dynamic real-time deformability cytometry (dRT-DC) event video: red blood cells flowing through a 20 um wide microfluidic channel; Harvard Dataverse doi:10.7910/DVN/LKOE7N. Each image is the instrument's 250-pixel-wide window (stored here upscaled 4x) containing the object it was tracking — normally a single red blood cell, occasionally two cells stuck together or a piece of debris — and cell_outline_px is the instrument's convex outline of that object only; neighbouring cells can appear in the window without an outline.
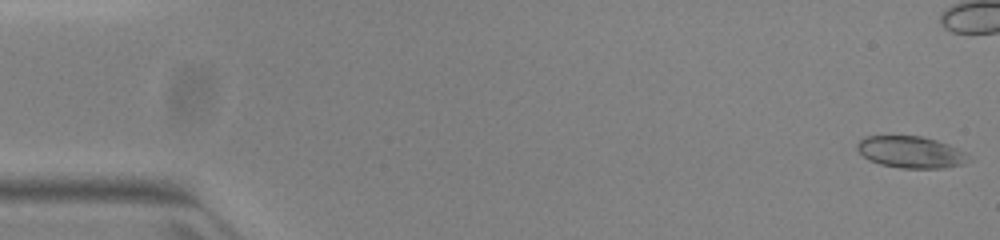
{"species": "common noctule bat (a hibernating species)", "species_latin": "Nyctalus noctula", "temperature_condition": "warm", "stored_images_in_passage": 53, "camera_frame_rate_fps": 3000, "um_per_image_px": 0.085, "animal": {"sex": "female", "body_mass_g": 23.0, "forearm_length_mm": 53.4}, "frame": {"image": 1, "passage_image": 1, "time_ms": 0.0, "image_size_px": [1000, 240], "cell_outline_px": [[972, 160], [964, 164], [944, 168], [900, 168], [880, 164], [868, 160], [856, 148], [856, 144], [864, 136], [924, 136], [948, 144], [964, 152]], "centroid_in_image_um": [77.42, 12.93], "position_along_channel_um": 7.6, "area_um2": 20.69}}
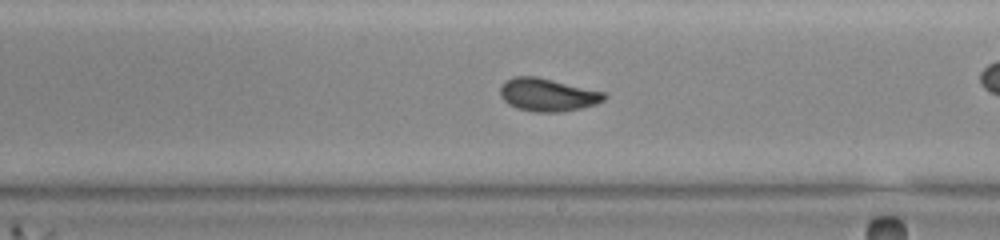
{"frame": {"image": 2, "passage_image": 30, "time_ms": 9.667, "image_size_px": [1000, 240], "cell_outline_px": [[608, 96], [604, 100], [596, 104], [580, 108], [560, 112], [536, 112], [516, 108], [508, 104], [500, 96], [500, 88], [504, 80], [516, 76], [536, 76], [608, 92]], "centroid_in_image_um": [46.57, 8.05], "position_along_channel_um": 242.4, "area_um2": 20.23}}
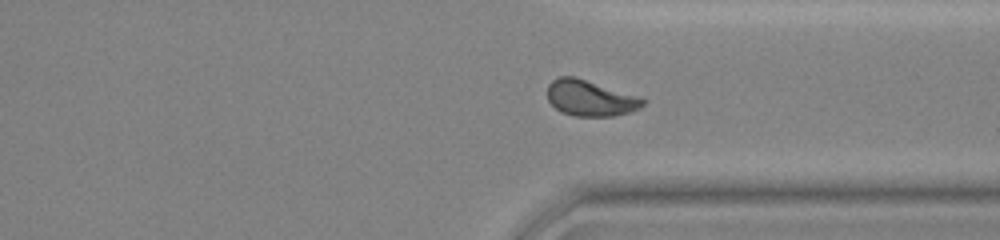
{"frame": {"image": 3, "passage_image": 39, "time_ms": 12.667, "image_size_px": [1000, 240], "cell_outline_px": [[648, 100], [640, 108], [632, 112], [612, 116], [576, 116], [560, 112], [548, 100], [548, 84], [552, 80], [560, 76], [576, 76], [640, 96]], "centroid_in_image_um": [50.21, 8.33], "position_along_channel_um": 361.2, "area_um2": 20.29}, "authors_computed_cell_mechanics": {"area_um2": 19.941, "velocity_mm_per_s": 3.9552, "shape_relaxation_time_tau1_ms": 5.6199, "shape_relaxation_time_tau2_ms": 0.8675, "deformation_change_tau1": 0.152, "deformation_change_tau2": 0.0548}}